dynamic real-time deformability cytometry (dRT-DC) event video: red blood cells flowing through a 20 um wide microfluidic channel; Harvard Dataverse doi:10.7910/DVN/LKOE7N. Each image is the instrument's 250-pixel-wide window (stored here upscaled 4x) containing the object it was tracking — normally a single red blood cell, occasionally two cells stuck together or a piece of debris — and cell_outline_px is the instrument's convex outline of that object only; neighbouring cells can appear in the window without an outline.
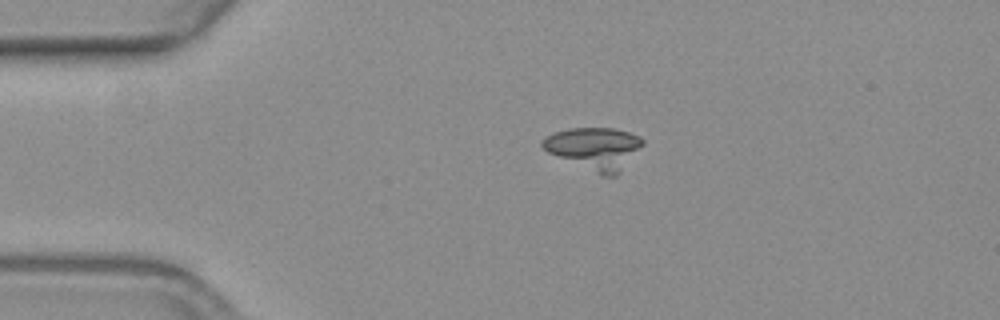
{"species": "common noctule bat (a hibernating species)", "species_latin": "Nyctalus noctula", "temperature_condition": "warm", "stored_images_in_passage": 45, "camera_frame_rate_fps": 3000, "um_per_image_px": 0.085, "animal": {"sex": "female", "body_mass_g": 19.3, "forearm_length_mm": 54.1}, "frame": {"image": 1, "passage_image": 1, "time_ms": 0.0, "image_size_px": [1000, 320], "cell_outline_px": [[644, 144], [616, 176], [604, 176], [548, 152], [540, 144], [540, 140], [544, 136], [552, 132], [568, 128], [612, 128], [628, 132], [640, 136], [644, 140]], "centroid_in_image_um": [50.52, 12.58], "position_along_channel_um": 34.5, "area_um2": 24.45}}
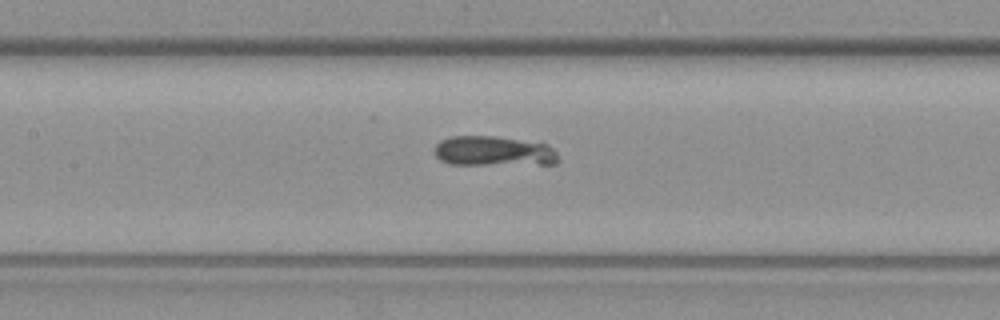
{"frame": {"image": 2, "passage_image": 15, "time_ms": 4.667, "image_size_px": [1000, 320], "cell_outline_px": [[560, 160], [556, 164], [448, 164], [440, 160], [436, 156], [436, 144], [440, 140], [452, 136], [496, 136], [548, 144], [556, 152]], "centroid_in_image_um": [41.98, 12.85], "position_along_channel_um": 165.4, "area_um2": 21.62}}
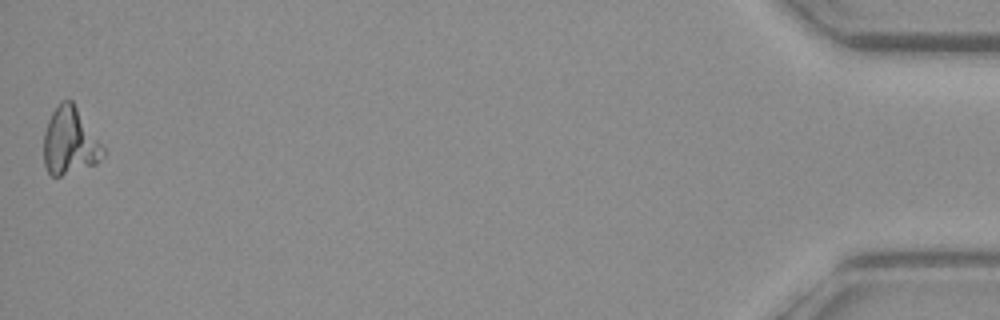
{"frame": {"image": 3, "passage_image": 45, "time_ms": 14.667, "image_size_px": [1000, 320], "cell_outline_px": [[104, 156], [96, 164], [60, 176], [52, 176], [48, 172], [44, 164], [44, 132], [48, 120], [52, 112], [60, 100], [72, 100], [104, 148]], "centroid_in_image_um": [5.92, 12.01], "position_along_channel_um": 429.3, "area_um2": 23.06}}